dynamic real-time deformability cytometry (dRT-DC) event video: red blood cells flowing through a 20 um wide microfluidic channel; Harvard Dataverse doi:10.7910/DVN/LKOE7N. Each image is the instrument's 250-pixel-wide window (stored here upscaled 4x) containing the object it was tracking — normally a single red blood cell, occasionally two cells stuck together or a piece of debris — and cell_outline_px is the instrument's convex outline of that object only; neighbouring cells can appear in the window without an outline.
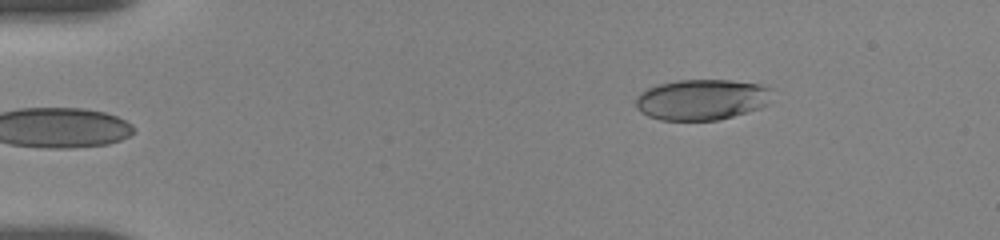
{"species": "human", "species_latin": "Homo sapiens", "temperature_condition": "room temperature", "stored_images_in_passage": 4, "camera_frame_rate_fps": 3000, "um_per_image_px": 0.085, "donor": {"sex": "female"}, "frame": {"image": 1, "passage_image": 4, "time_ms": 3.333, "image_size_px": [1000, 240], "cell_outline_px": [[768, 104], [760, 108], [732, 116], [716, 120], [660, 120], [648, 116], [640, 112], [636, 108], [636, 96], [640, 92], [656, 84], [676, 80], [732, 80], [760, 84], [768, 88]], "centroid_in_image_um": [59.57, 8.46], "position_along_channel_um": 25.4, "area_um2": 32.31}}